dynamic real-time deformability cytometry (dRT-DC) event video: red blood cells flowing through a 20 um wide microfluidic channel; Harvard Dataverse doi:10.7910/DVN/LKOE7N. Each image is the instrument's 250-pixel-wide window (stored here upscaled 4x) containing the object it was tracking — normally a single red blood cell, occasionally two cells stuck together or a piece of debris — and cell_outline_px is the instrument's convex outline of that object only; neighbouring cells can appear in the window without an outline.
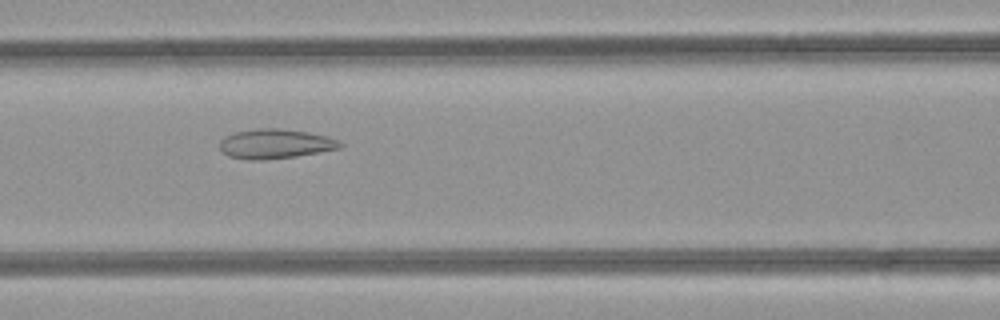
{"species": "common noctule bat (a hibernating species)", "species_latin": "Nyctalus noctula", "temperature_condition": "room temperature", "stored_images_in_passage": 32, "camera_frame_rate_fps": 3000, "um_per_image_px": 0.085, "animal": {"sex": "female", "body_mass_g": 21.9}, "frame": {"image": 1, "passage_image": 9, "time_ms": 2.667, "image_size_px": [1000, 320], "cell_outline_px": [[344, 144], [340, 148], [296, 156], [256, 160], [248, 160], [228, 156], [220, 148], [220, 140], [224, 136], [236, 132], [260, 128], [280, 128], [308, 132], [328, 136]], "centroid_in_image_um": [23.38, 12.22], "position_along_channel_um": 143.2, "area_um2": 20.58}}
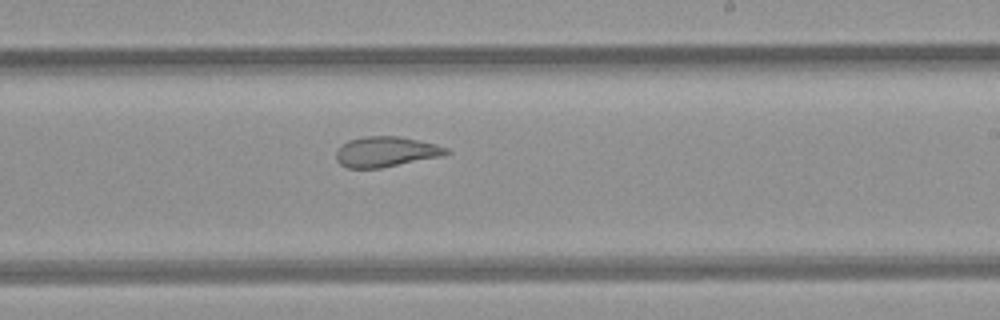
{"frame": {"image": 2, "passage_image": 17, "time_ms": 5.333, "image_size_px": [1000, 320], "cell_outline_px": [[452, 152], [440, 156], [380, 168], [348, 168], [340, 164], [336, 160], [336, 152], [348, 140], [364, 136], [400, 136], [436, 144], [448, 148]], "centroid_in_image_um": [32.8, 12.89], "position_along_channel_um": 256.2, "area_um2": 19.31}}
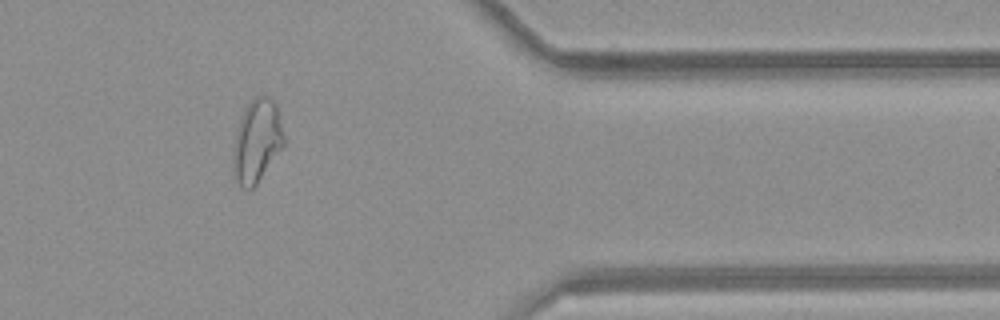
{"frame": {"image": 3, "passage_image": 28, "time_ms": 9.0, "image_size_px": [1000, 320], "cell_outline_px": [[284, 144], [256, 184], [252, 188], [240, 188], [232, 172], [232, 156], [236, 132], [244, 108], [256, 96], [268, 96], [276, 104], [284, 140]], "centroid_in_image_um": [21.79, 12.0], "position_along_channel_um": 389.6, "area_um2": 24.16}, "authors_computed_cell_mechanics": {"area_um2": 20.8369, "velocity_mm_per_s": 4.2409, "shape_relaxation_time_tau1_ms": null, "shape_relaxation_time_tau2_ms": 1.7497, "deformation_change_tau1": null, "deformation_change_tau2": 0.0972}}